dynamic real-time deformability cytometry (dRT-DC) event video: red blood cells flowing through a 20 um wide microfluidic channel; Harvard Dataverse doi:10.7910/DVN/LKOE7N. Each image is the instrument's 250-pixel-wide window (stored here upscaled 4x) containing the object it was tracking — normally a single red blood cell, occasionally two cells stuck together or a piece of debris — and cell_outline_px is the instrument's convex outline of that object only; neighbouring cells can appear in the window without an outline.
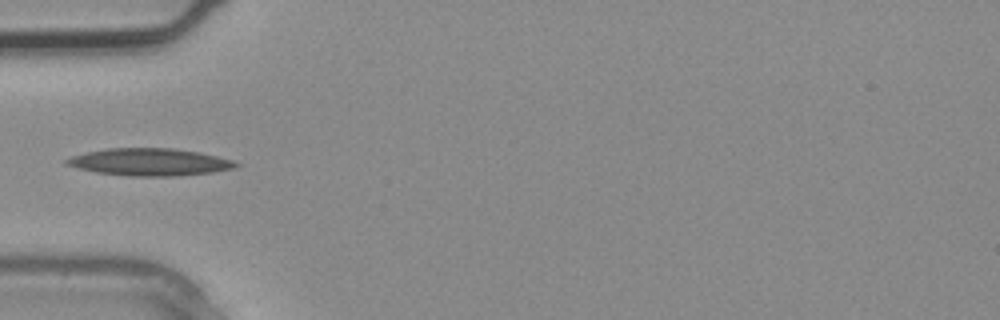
{"species": "common noctule bat (a hibernating species)", "species_latin": "Nyctalus noctula", "temperature_condition": "warm", "stored_images_in_passage": 4, "camera_frame_rate_fps": 3000, "um_per_image_px": 0.085, "animal": {"sex": "male", "body_mass_g": 20.4}, "frame": {"image": 1, "passage_image": 4, "time_ms": 1.0, "image_size_px": [1000, 320], "cell_outline_px": [[240, 164], [236, 168], [212, 172], [176, 176], [128, 176], [96, 172], [64, 164], [64, 160], [72, 156], [88, 152], [108, 148], [172, 148], [200, 152], [232, 160]], "centroid_in_image_um": [12.74, 13.77], "position_along_channel_um": 72.3, "area_um2": 26.82}}